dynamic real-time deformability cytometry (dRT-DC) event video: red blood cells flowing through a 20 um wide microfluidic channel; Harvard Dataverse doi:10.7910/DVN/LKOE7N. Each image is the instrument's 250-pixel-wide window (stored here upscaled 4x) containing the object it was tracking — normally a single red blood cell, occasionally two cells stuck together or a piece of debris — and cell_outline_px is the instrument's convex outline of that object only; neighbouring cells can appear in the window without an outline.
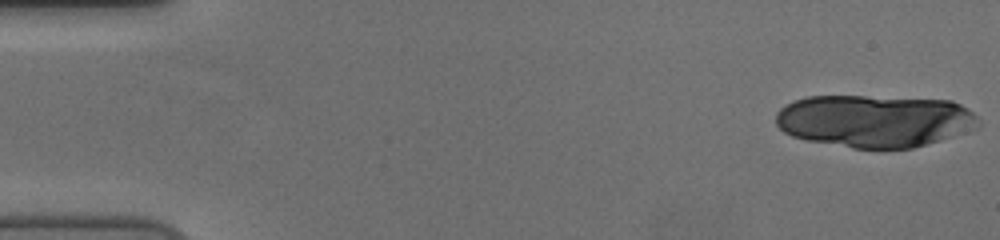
{"species": "human", "species_latin": "Homo sapiens", "temperature_condition": "cold", "stored_images_in_passage": 16, "camera_frame_rate_fps": 3000, "um_per_image_px": 0.085, "donor": {"sex": "female"}, "frame": {"image": 1, "passage_image": 1, "time_ms": 0.0, "image_size_px": [1000, 240], "cell_outline_px": [[980, 128], [940, 140], [912, 148], [852, 148], [808, 140], [792, 136], [784, 132], [776, 124], [776, 112], [784, 104], [792, 100], [808, 96], [864, 96], [952, 100], [968, 108], [980, 120]], "centroid_in_image_um": [74.35, 10.27], "position_along_channel_um": 10.6, "area_um2": 62.37}}